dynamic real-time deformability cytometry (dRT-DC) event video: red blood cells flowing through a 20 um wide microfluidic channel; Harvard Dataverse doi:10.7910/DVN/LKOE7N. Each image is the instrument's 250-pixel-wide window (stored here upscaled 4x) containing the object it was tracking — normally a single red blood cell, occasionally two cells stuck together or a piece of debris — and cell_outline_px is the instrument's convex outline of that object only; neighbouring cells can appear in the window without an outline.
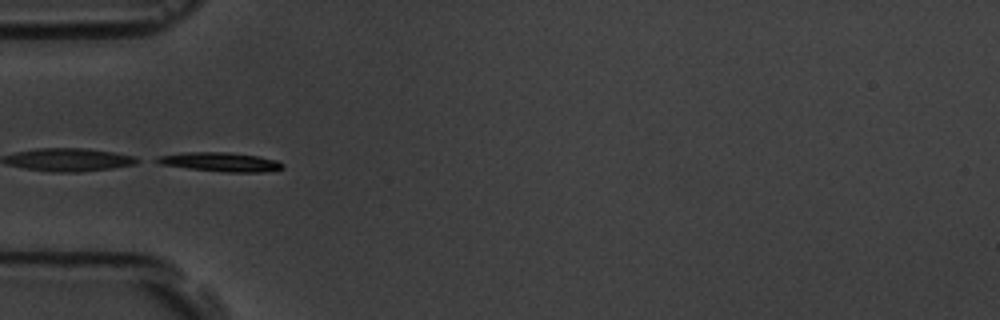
{"species": "common noctule bat (a hibernating species)", "species_latin": "Nyctalus noctula", "temperature_condition": "room temperature", "stored_images_in_passage": 7, "camera_frame_rate_fps": 3000, "um_per_image_px": 0.085, "animal": {"sex": "male", "body_mass_g": 19.5, "forearm_length_mm": 54.6}, "frame": {"image": 1, "passage_image": 5, "time_ms": 4.667, "image_size_px": [1000, 320], "cell_outline_px": [[284, 168], [264, 172], [228, 172], [188, 168], [160, 164], [152, 160], [156, 156], [184, 152], [228, 152], [260, 156], [276, 160], [284, 164]], "centroid_in_image_um": [18.71, 13.76], "position_along_channel_um": 66.3, "area_um2": 14.1}}
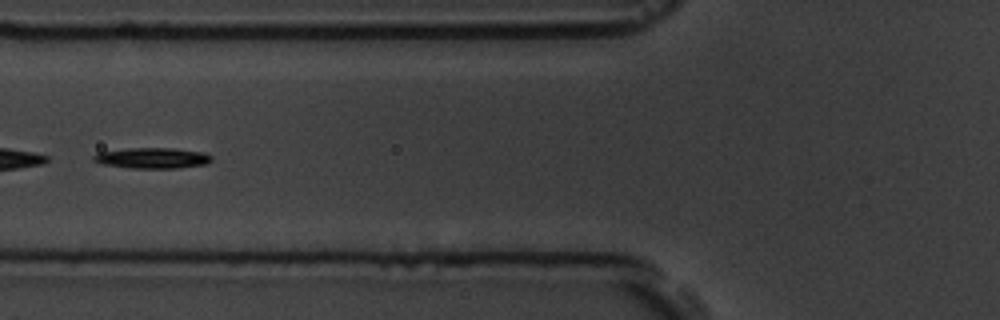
{"frame": {"image": 2, "passage_image": 6, "time_ms": 6.0, "image_size_px": [1000, 320], "cell_outline_px": [[212, 160], [208, 164], [180, 168], [132, 168], [104, 164], [92, 160], [92, 156], [100, 152], [128, 148], [172, 148], [204, 152], [212, 156]], "centroid_in_image_um": [13.0, 13.43], "position_along_channel_um": 112.8, "area_um2": 14.28}}
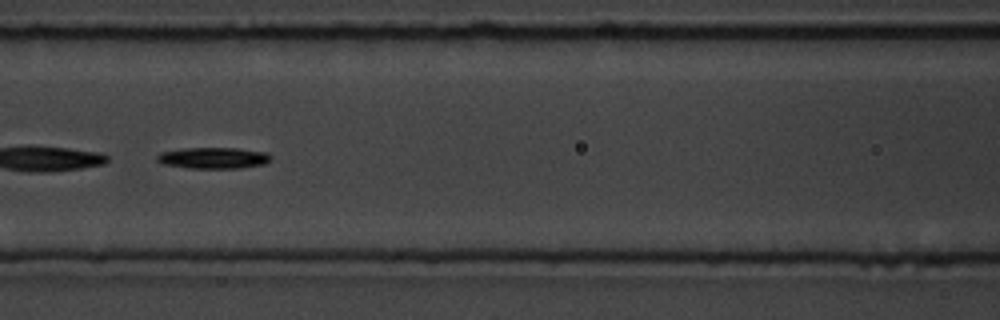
{"frame": {"image": 3, "passage_image": 7, "time_ms": 7.0, "image_size_px": [1000, 320], "cell_outline_px": [[272, 156], [264, 164], [240, 168], [188, 168], [164, 164], [156, 160], [156, 156], [160, 152], [184, 148], [236, 148], [268, 152]], "centroid_in_image_um": [18.13, 13.42], "position_along_channel_um": 148.5, "area_um2": 14.1}}